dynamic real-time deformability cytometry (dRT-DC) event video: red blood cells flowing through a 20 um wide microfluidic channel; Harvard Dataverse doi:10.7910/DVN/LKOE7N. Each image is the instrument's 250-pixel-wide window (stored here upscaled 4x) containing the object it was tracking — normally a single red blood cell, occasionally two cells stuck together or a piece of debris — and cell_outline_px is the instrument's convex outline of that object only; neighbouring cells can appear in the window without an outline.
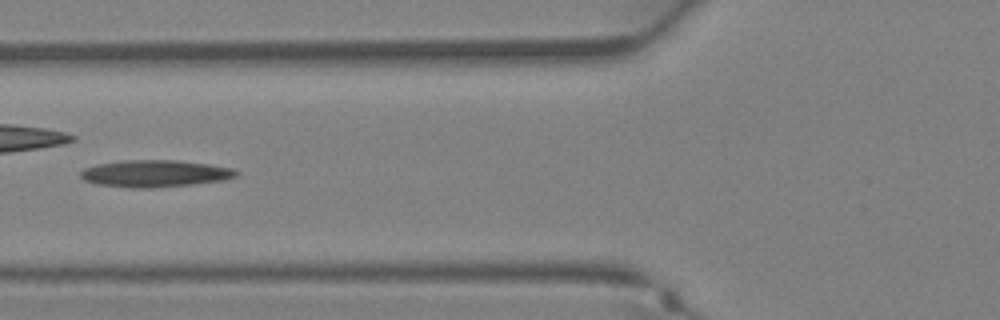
{"species": "Egyptian fruit bat (a non-hibernating species)", "species_latin": "Rousettus aegyptiacus", "temperature_condition": "warm", "stored_images_in_passage": 25, "camera_frame_rate_fps": 3000, "um_per_image_px": 0.085, "animal": {"sex": "female"}, "frame": {"image": 1, "passage_image": 4, "time_ms": 1.0, "image_size_px": [1000, 320], "cell_outline_px": [[240, 172], [236, 176], [224, 180], [192, 184], [152, 188], [132, 188], [96, 184], [84, 180], [80, 176], [80, 172], [84, 168], [96, 164], [120, 160], [180, 160], [208, 164], [232, 168]], "centroid_in_image_um": [13.15, 14.74], "position_along_channel_um": 112.7, "area_um2": 24.62}}
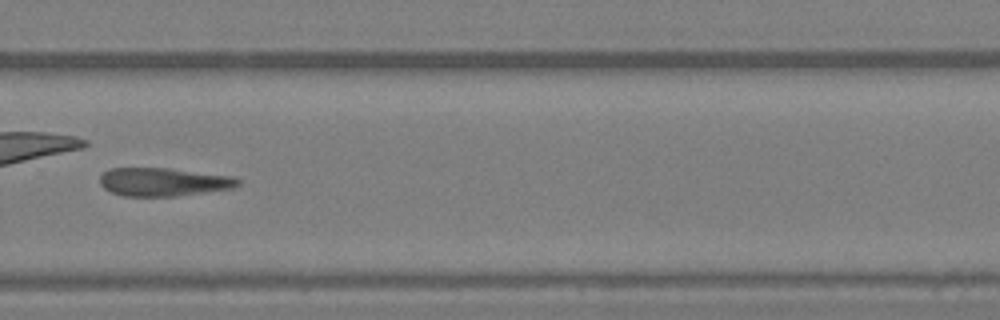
{"frame": {"image": 2, "passage_image": 15, "time_ms": 4.667, "image_size_px": [1000, 320], "cell_outline_px": [[240, 184], [232, 188], [176, 196], [124, 196], [112, 192], [104, 188], [100, 184], [100, 176], [104, 172], [112, 168], [168, 168], [232, 176], [240, 180]], "centroid_in_image_um": [13.88, 15.46], "position_along_channel_um": 315.9, "area_um2": 22.6}}